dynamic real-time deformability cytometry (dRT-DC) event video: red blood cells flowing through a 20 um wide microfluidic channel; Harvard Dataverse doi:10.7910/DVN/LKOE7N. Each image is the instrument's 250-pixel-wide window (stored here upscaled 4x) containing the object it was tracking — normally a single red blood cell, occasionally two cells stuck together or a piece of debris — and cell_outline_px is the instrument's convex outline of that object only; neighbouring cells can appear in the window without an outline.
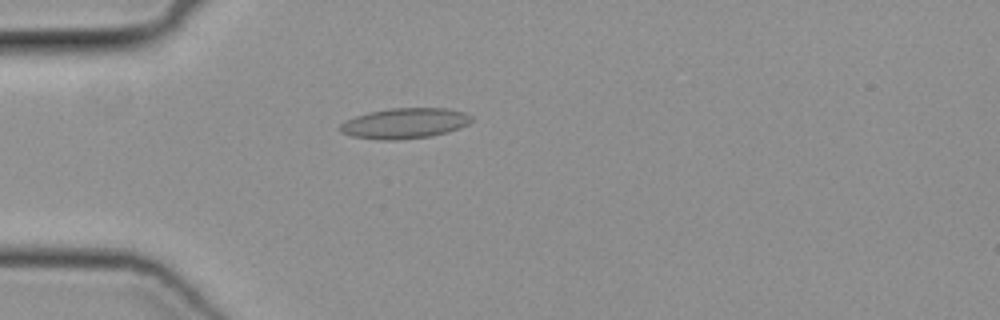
{"species": "common noctule bat (a hibernating species)", "species_latin": "Nyctalus noctula", "temperature_condition": "cold", "stored_images_in_passage": 41, "camera_frame_rate_fps": 3000, "um_per_image_px": 0.085, "animal": {"sex": "female", "body_mass_g": 19.3, "forearm_length_mm": 54.1}, "frame": {"image": 1, "passage_image": 6, "time_ms": 1.667, "image_size_px": [1000, 320], "cell_outline_px": [[472, 120], [468, 124], [460, 128], [448, 132], [428, 136], [396, 140], [380, 140], [352, 136], [340, 132], [340, 124], [356, 116], [368, 112], [392, 108], [448, 108], [464, 112], [472, 116]], "centroid_in_image_um": [34.42, 10.48], "position_along_channel_um": 50.6, "area_um2": 23.24}}
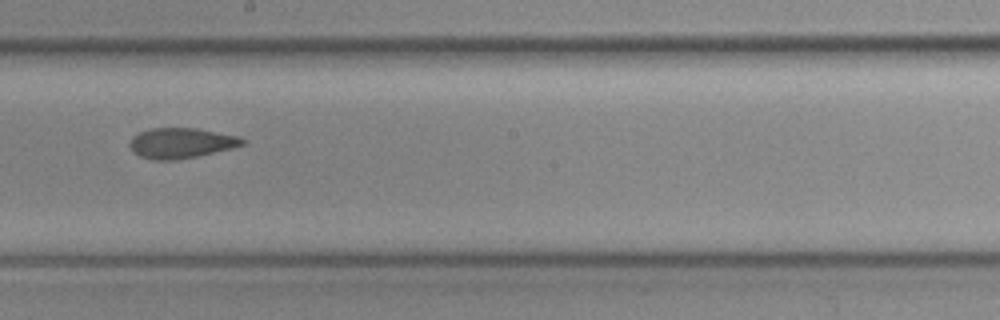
{"frame": {"image": 2, "passage_image": 20, "time_ms": 6.333, "image_size_px": [1000, 320], "cell_outline_px": [[248, 140], [244, 144], [232, 148], [196, 156], [172, 160], [156, 160], [140, 156], [132, 152], [128, 144], [128, 140], [132, 136], [140, 132], [152, 128], [196, 128], [240, 136]], "centroid_in_image_um": [15.38, 12.15], "position_along_channel_um": 232.8, "area_um2": 20.0}}
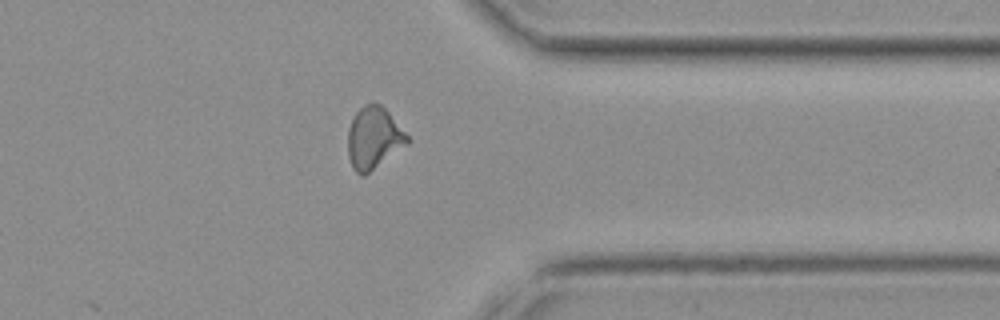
{"frame": {"image": 3, "passage_image": 31, "time_ms": 10.0, "image_size_px": [1000, 320], "cell_outline_px": [[412, 140], [408, 144], [364, 176], [360, 176], [352, 168], [348, 156], [348, 128], [356, 112], [364, 104], [372, 100], [380, 104], [388, 112]], "centroid_in_image_um": [31.76, 11.72], "position_along_channel_um": 379.6, "area_um2": 21.62}}